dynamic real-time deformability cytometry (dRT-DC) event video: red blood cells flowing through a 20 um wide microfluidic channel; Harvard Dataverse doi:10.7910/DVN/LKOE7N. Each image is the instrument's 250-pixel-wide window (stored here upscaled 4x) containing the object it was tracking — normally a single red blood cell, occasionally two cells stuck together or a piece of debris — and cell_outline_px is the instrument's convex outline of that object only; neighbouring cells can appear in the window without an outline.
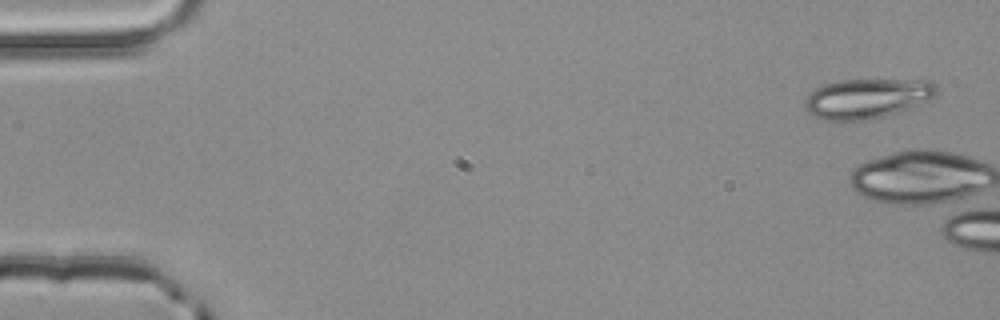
{"species": "common noctule bat (a hibernating species)", "species_latin": "Nyctalus noctula", "temperature_condition": "room temperature", "stored_images_in_passage": 4, "camera_frame_rate_fps": 3000, "um_per_image_px": 0.085, "animal": {"sex": "male", "body_mass_g": 20.4}, "frame": {"image": 1, "passage_image": 1, "time_ms": 0.0, "image_size_px": [1000, 320], "cell_outline_px": [[940, 88], [936, 96], [912, 108], [900, 112], [884, 116], [864, 120], [824, 120], [812, 116], [808, 112], [804, 104], [804, 100], [816, 88], [824, 84], [840, 80], [928, 80], [936, 84]], "centroid_in_image_um": [73.74, 8.37], "position_along_channel_um": 11.3, "area_um2": 30.75}}